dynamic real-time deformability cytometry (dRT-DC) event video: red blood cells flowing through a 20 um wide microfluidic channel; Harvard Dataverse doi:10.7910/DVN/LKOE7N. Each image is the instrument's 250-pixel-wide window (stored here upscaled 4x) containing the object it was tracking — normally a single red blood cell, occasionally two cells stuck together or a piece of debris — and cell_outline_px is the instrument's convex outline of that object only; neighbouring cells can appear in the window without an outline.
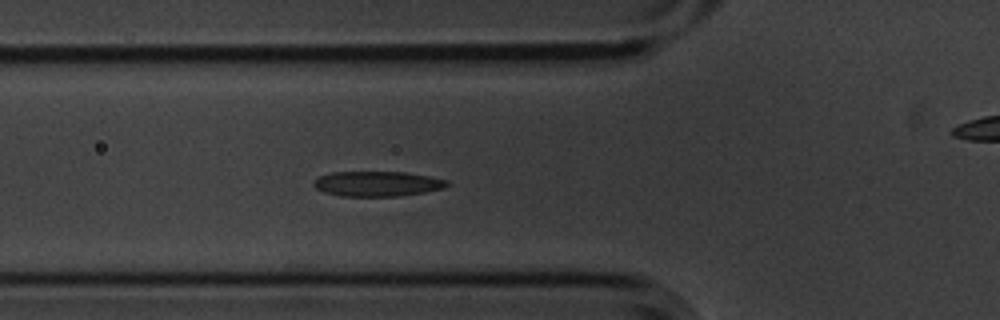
{"species": "common noctule bat (a hibernating species)", "species_latin": "Nyctalus noctula", "temperature_condition": "cold", "stored_images_in_passage": 6, "segment_of_instrument_passage": [1, 2], "camera_frame_rate_fps": 3000, "um_per_image_px": 0.085, "animal": {"sex": "male", "body_mass_g": 20.1, "forearm_length_mm": 53.5}, "frame": {"image": 1, "passage_image": 5, "time_ms": 1.333, "image_size_px": [1000, 320], "cell_outline_px": [[448, 184], [444, 188], [424, 192], [400, 196], [340, 196], [324, 192], [316, 188], [312, 184], [312, 180], [320, 176], [332, 172], [404, 172], [428, 176], [448, 180]], "centroid_in_image_um": [32.04, 15.62], "position_along_channel_um": 93.8, "area_um2": 19.48}}